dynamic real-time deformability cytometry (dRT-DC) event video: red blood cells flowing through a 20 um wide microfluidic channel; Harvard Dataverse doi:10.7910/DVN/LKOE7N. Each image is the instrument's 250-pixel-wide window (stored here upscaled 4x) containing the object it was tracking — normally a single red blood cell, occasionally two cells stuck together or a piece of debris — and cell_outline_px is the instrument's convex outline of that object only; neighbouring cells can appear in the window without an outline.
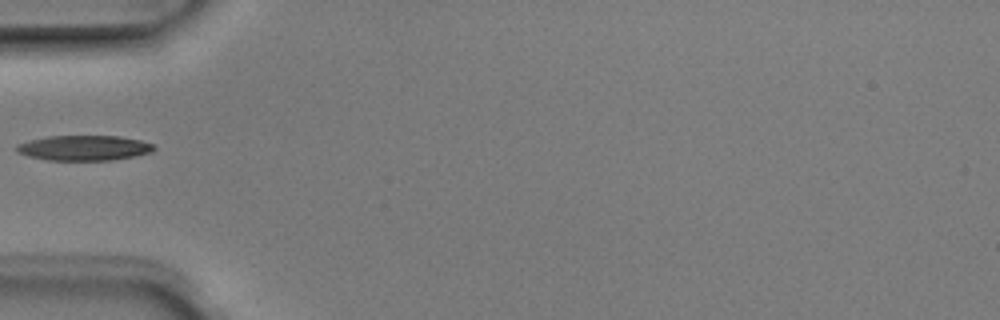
{"species": "Egyptian fruit bat (a non-hibernating species)", "species_latin": "Rousettus aegyptiacus", "temperature_condition": "room temperature", "stored_images_in_passage": 5, "camera_frame_rate_fps": 3000, "um_per_image_px": 0.085, "animal": {"sex": "male"}, "frame": {"image": 1, "passage_image": 5, "time_ms": 1.333, "image_size_px": [1000, 320], "cell_outline_px": [[156, 148], [152, 152], [112, 160], [48, 160], [28, 156], [16, 152], [16, 144], [28, 140], [48, 136], [120, 136], [140, 140], [156, 144]], "centroid_in_image_um": [7.14, 12.57], "position_along_channel_um": 77.9, "area_um2": 20.23}}